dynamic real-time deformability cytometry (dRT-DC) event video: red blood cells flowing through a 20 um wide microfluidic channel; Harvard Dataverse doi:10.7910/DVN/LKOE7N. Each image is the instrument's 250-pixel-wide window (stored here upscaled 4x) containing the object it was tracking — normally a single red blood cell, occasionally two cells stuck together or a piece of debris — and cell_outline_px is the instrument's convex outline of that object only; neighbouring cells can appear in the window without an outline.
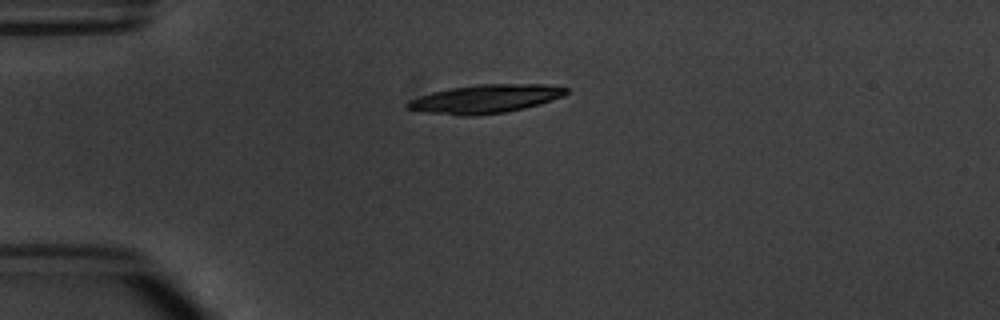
{"species": "common noctule bat (a hibernating species)", "species_latin": "Nyctalus noctula", "temperature_condition": "warm", "stored_images_in_passage": 6, "camera_frame_rate_fps": 3000, "um_per_image_px": 0.085, "animal": {"sex": "male", "body_mass_g": 20.1, "forearm_length_mm": 53.5}, "frame": {"image": 1, "passage_image": 6, "time_ms": 6.0, "image_size_px": [1000, 320], "cell_outline_px": [[568, 92], [564, 96], [540, 104], [524, 108], [504, 112], [476, 116], [460, 116], [424, 112], [404, 108], [404, 104], [408, 100], [432, 92], [452, 88], [476, 84], [548, 84], [568, 88]], "centroid_in_image_um": [41.24, 8.41], "position_along_channel_um": 43.8, "area_um2": 26.59}}